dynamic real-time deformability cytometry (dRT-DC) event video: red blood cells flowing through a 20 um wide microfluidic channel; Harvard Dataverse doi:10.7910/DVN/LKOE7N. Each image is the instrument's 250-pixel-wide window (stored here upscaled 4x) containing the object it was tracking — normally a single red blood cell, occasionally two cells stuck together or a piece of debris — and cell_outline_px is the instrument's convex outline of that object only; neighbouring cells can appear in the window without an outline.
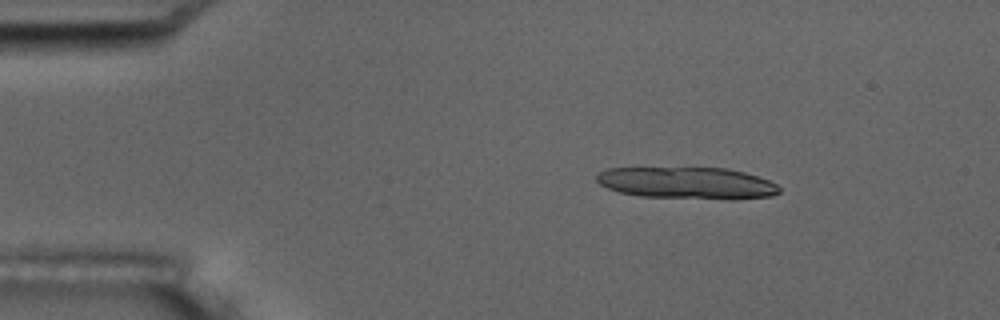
{"species": "common noctule bat (a hibernating species)", "species_latin": "Nyctalus noctula", "temperature_condition": "room temperature", "stored_images_in_passage": 5, "camera_frame_rate_fps": 3000, "um_per_image_px": 0.085, "animal": {"sex": "male", "body_mass_g": 17.5, "forearm_length_mm": 52.3}, "frame": {"image": 1, "passage_image": 3, "time_ms": 2.333, "image_size_px": [1000, 320], "cell_outline_px": [[780, 192], [772, 196], [736, 200], [732, 200], [640, 196], [620, 192], [608, 188], [600, 184], [596, 180], [596, 176], [600, 172], [608, 168], [724, 168], [744, 172], [768, 180], [776, 184], [780, 188]], "centroid_in_image_um": [58.44, 15.57], "position_along_channel_um": 26.6, "area_um2": 33.99}}